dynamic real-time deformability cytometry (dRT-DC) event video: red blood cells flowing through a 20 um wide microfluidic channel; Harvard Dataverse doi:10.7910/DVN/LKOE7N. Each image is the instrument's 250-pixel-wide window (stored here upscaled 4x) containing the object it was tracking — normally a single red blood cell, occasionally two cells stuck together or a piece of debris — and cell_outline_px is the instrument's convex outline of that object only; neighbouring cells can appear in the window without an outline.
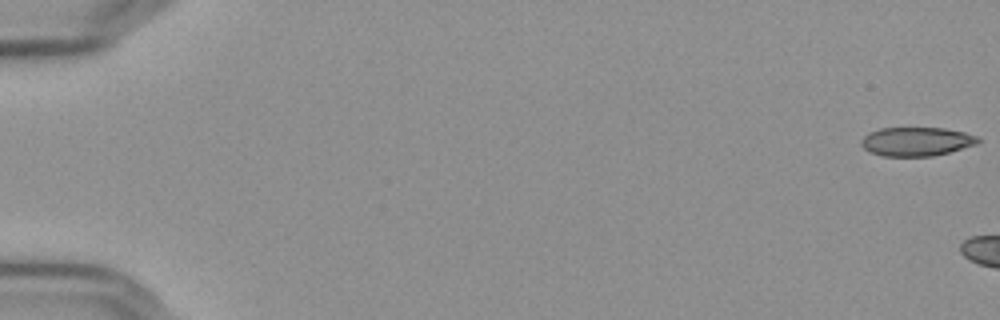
{"species": "Egyptian fruit bat (a non-hibernating species)", "species_latin": "Rousettus aegyptiacus", "temperature_condition": "cold", "stored_images_in_passage": 6, "camera_frame_rate_fps": 3000, "um_per_image_px": 0.085, "frame": {"image": 1, "passage_image": 1, "time_ms": 0.0, "image_size_px": [1000, 320], "cell_outline_px": [[980, 140], [976, 144], [948, 152], [932, 156], [884, 156], [872, 152], [864, 148], [860, 144], [860, 140], [868, 132], [880, 128], [944, 128], [964, 132], [976, 136]], "centroid_in_image_um": [77.86, 12.02], "position_along_channel_um": 7.1, "area_um2": 19.48}}